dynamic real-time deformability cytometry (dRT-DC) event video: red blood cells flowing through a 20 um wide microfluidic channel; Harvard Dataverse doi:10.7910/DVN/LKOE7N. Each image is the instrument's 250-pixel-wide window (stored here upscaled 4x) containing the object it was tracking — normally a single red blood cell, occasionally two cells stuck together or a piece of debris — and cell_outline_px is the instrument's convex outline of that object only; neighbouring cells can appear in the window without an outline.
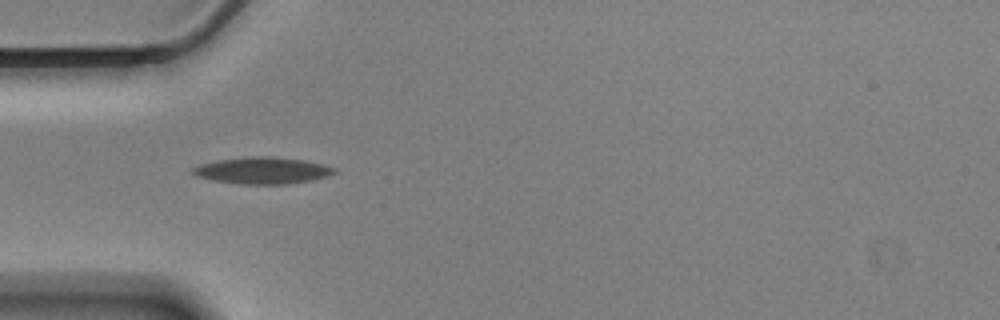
{"species": "Egyptian fruit bat (a non-hibernating species)", "species_latin": "Rousettus aegyptiacus", "temperature_condition": "cold", "stored_images_in_passage": 37, "camera_frame_rate_fps": 3000, "um_per_image_px": 0.085, "animal": {"sex": "male"}, "frame": {"image": 1, "passage_image": 1, "time_ms": 0.0, "image_size_px": [1000, 320], "cell_outline_px": [[336, 172], [328, 176], [312, 180], [288, 184], [240, 184], [212, 180], [196, 176], [192, 172], [192, 168], [200, 164], [216, 160], [252, 156], [268, 156], [304, 160], [324, 164], [336, 168]], "centroid_in_image_um": [22.32, 14.49], "position_along_channel_um": 62.7, "area_um2": 22.08}}
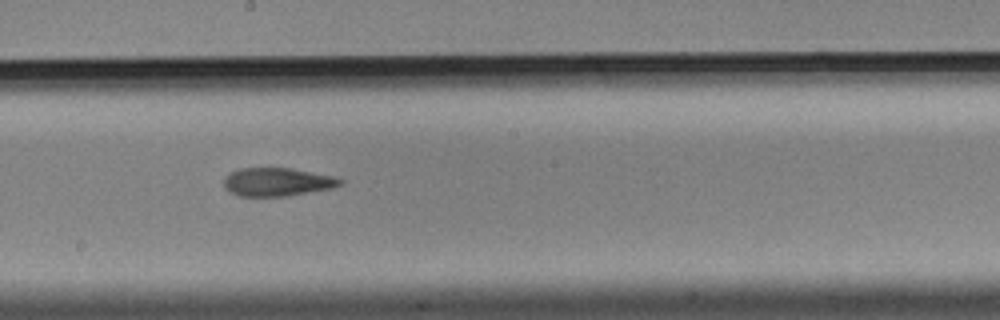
{"frame": {"image": 2, "passage_image": 15, "time_ms": 4.667, "image_size_px": [1000, 320], "cell_outline_px": [[344, 184], [332, 188], [288, 196], [240, 196], [228, 192], [224, 188], [224, 176], [240, 168], [292, 168], [336, 176], [344, 180]], "centroid_in_image_um": [23.59, 15.46], "position_along_channel_um": 224.6, "area_um2": 19.48}}
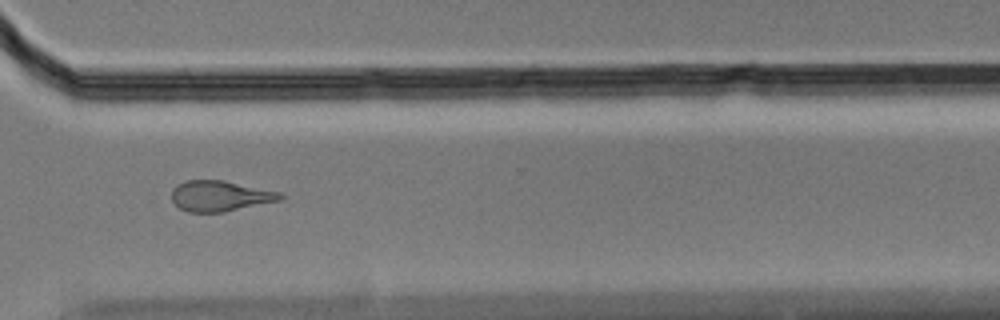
{"frame": {"image": 3, "passage_image": 26, "time_ms": 8.333, "image_size_px": [1000, 320], "cell_outline_px": [[284, 196], [280, 200], [224, 212], [188, 212], [180, 208], [172, 200], [172, 188], [188, 180], [224, 180], [280, 192]], "centroid_in_image_um": [18.7, 16.66], "position_along_channel_um": 351.9, "area_um2": 19.19}, "authors_computed_cell_mechanics": {"area_um2": 19.7098, "velocity_mm_per_s": 3.4734, "shape_relaxation_time_tau1_ms": 5.8634, "shape_relaxation_time_tau2_ms": 3.5834, "deformation_change_tau1": 0.1688, "deformation_change_tau2": 0.1178}}